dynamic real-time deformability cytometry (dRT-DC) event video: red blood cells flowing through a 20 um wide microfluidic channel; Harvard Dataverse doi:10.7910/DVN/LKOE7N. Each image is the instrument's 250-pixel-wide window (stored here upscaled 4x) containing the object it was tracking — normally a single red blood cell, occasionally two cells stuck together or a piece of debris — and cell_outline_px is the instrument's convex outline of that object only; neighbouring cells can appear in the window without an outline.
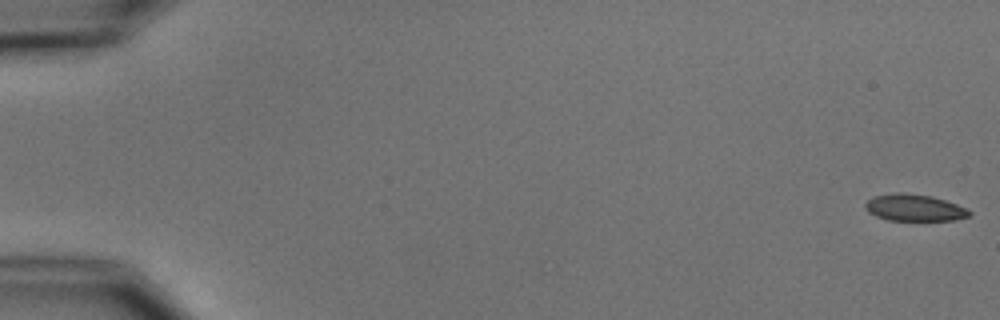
{"species": "common noctule bat (a hibernating species)", "species_latin": "Nyctalus noctula", "temperature_condition": "cold", "stored_images_in_passage": 6, "camera_frame_rate_fps": 3000, "um_per_image_px": 0.085, "animal": {"sex": "male", "body_mass_g": 15.6}, "frame": {"image": 1, "passage_image": 1, "time_ms": 0.0, "image_size_px": [1000, 320], "cell_outline_px": [[972, 216], [956, 220], [888, 220], [876, 216], [868, 212], [864, 208], [864, 204], [868, 200], [876, 196], [896, 192], [900, 192], [932, 196], [968, 208], [972, 212]], "centroid_in_image_um": [77.75, 17.66], "position_along_channel_um": 7.2, "area_um2": 16.3}}
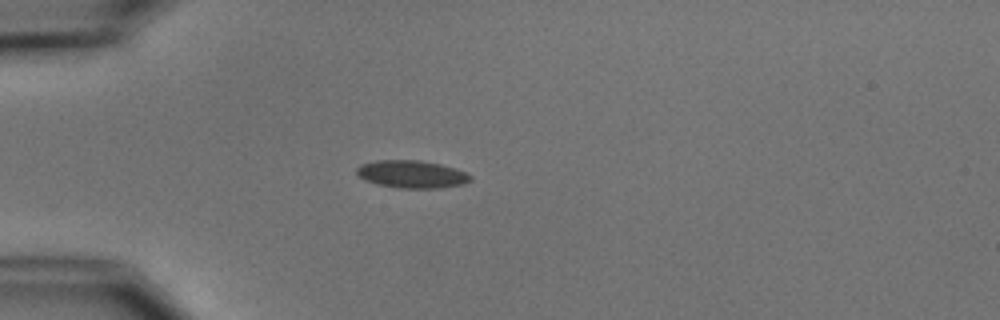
{"frame": {"image": 2, "passage_image": 5, "time_ms": 5.0, "image_size_px": [1000, 320], "cell_outline_px": [[472, 180], [464, 184], [440, 188], [400, 188], [376, 184], [364, 180], [356, 172], [356, 168], [360, 164], [376, 160], [420, 160], [440, 164], [456, 168], [472, 176]], "centroid_in_image_um": [35.0, 14.8], "position_along_channel_um": 50.0, "area_um2": 18.44}}